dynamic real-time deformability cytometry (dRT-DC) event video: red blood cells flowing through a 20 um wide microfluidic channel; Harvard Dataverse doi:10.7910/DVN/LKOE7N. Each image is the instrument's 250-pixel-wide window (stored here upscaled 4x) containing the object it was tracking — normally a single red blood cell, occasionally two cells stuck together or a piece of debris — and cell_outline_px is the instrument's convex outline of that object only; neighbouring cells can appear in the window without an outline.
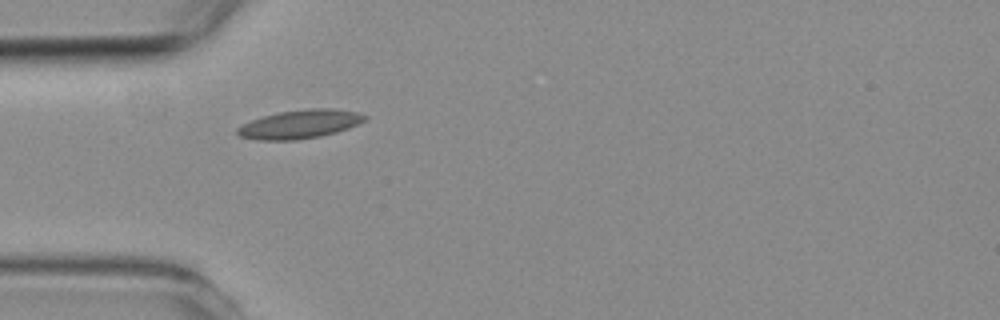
{"species": "common noctule bat (a hibernating species)", "species_latin": "Nyctalus noctula", "temperature_condition": "room temperature", "stored_images_in_passage": 4, "camera_frame_rate_fps": 3000, "um_per_image_px": 0.085, "animal": {"sex": "female", "body_mass_g": 19.3, "forearm_length_mm": 54.1}, "frame": {"image": 1, "passage_image": 3, "time_ms": 3.333, "image_size_px": [1000, 320], "cell_outline_px": [[368, 116], [364, 120], [348, 128], [336, 132], [320, 136], [296, 140], [260, 140], [240, 136], [236, 132], [236, 128], [252, 120], [264, 116], [280, 112], [312, 108], [336, 108], [356, 112]], "centroid_in_image_um": [25.49, 10.55], "position_along_channel_um": 59.5, "area_um2": 20.98}}
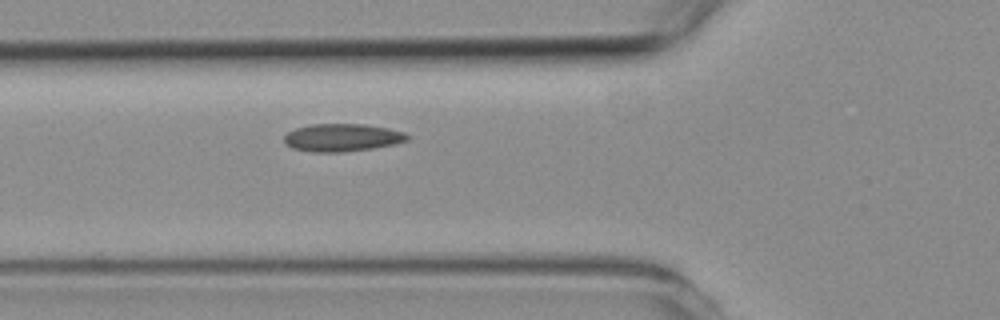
{"frame": {"image": 2, "passage_image": 4, "time_ms": 4.333, "image_size_px": [1000, 320], "cell_outline_px": [[412, 136], [408, 140], [392, 144], [372, 148], [344, 152], [312, 152], [292, 148], [284, 144], [284, 136], [288, 132], [296, 128], [312, 124], [364, 124], [388, 128], [404, 132]], "centroid_in_image_um": [29.07, 11.69], "position_along_channel_um": 96.7, "area_um2": 19.94}}